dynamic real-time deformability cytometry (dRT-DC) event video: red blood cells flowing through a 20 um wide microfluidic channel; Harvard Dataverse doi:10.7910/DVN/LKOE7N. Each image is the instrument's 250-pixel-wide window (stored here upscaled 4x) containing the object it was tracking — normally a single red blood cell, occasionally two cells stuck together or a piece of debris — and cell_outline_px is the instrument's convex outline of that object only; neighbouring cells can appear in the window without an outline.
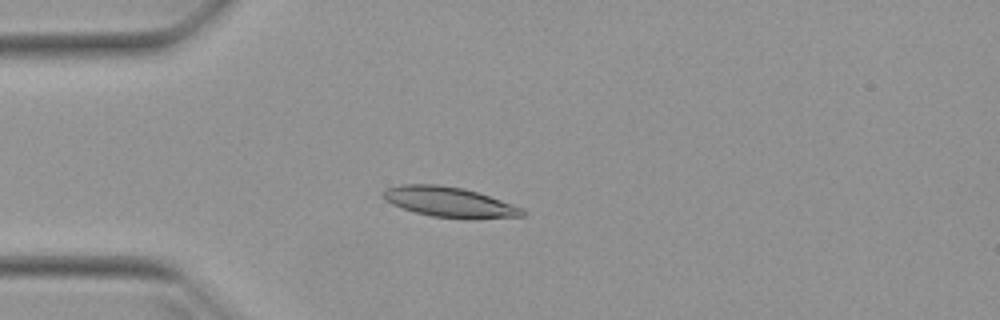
{"species": "Egyptian fruit bat (a non-hibernating species)", "species_latin": "Rousettus aegyptiacus", "temperature_condition": "warm", "stored_images_in_passage": 52, "camera_frame_rate_fps": 3000, "um_per_image_px": 0.085, "animal": {"sex": "female"}, "frame": {"image": 1, "passage_image": 14, "time_ms": 4.333, "image_size_px": [1000, 320], "cell_outline_px": [[528, 212], [524, 216], [472, 220], [432, 216], [416, 212], [392, 204], [384, 200], [380, 196], [380, 192], [384, 188], [400, 184], [436, 184], [464, 188], [524, 208]], "centroid_in_image_um": [38.19, 17.18], "position_along_channel_um": 46.8, "area_um2": 24.91}}
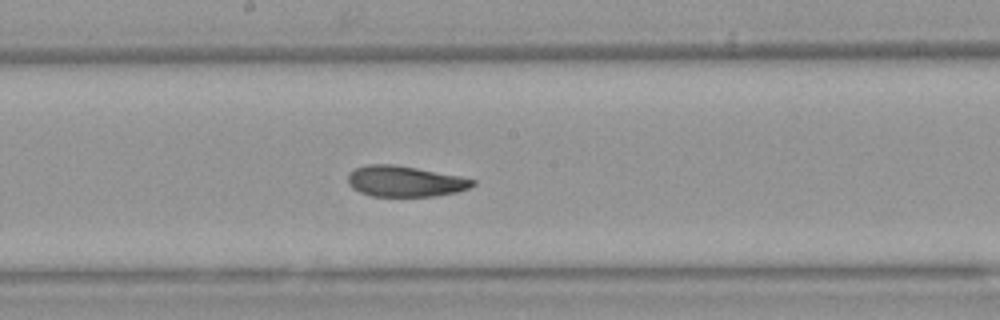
{"frame": {"image": 2, "passage_image": 28, "time_ms": 9.0, "image_size_px": [1000, 320], "cell_outline_px": [[476, 184], [468, 188], [456, 192], [436, 196], [372, 196], [360, 192], [352, 188], [348, 184], [348, 172], [356, 168], [368, 164], [396, 164], [460, 176], [476, 180]], "centroid_in_image_um": [34.41, 15.4], "position_along_channel_um": 213.8, "area_um2": 22.48}}
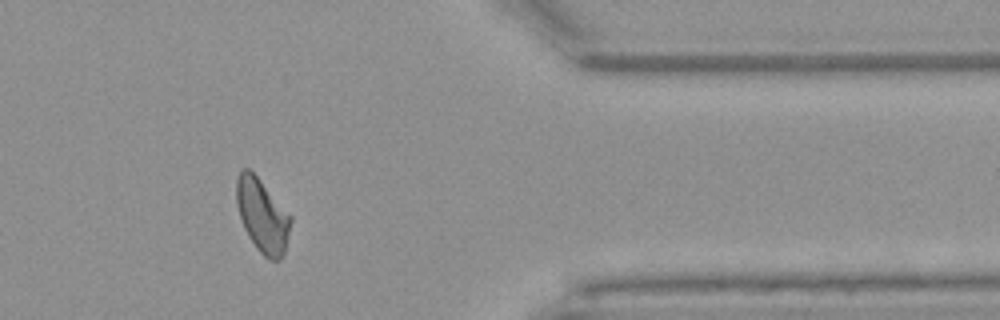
{"frame": {"image": 3, "passage_image": 43, "time_ms": 14.0, "image_size_px": [1000, 320], "cell_outline_px": [[292, 220], [284, 256], [280, 260], [268, 260], [256, 248], [248, 236], [244, 228], [236, 204], [236, 180], [240, 172], [244, 168], [248, 168], [260, 180], [292, 216]], "centroid_in_image_um": [22.31, 18.36], "position_along_channel_um": 389.1, "area_um2": 23.24}, "authors_computed_cell_mechanics": {"area_um2": 23.2356, "velocity_mm_per_s": 3.9321, "shape_relaxation_time_tau1_ms": 8.1847, "shape_relaxation_time_tau2_ms": 2.7647, "deformation_change_tau1": 0.1934, "deformation_change_tau2": 0.0919}}